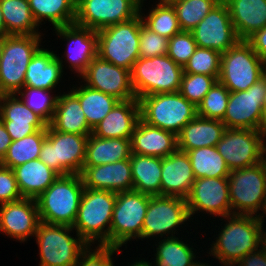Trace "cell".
<instances>
[{
    "label": "cell",
    "instance_id": "1",
    "mask_svg": "<svg viewBox=\"0 0 266 266\" xmlns=\"http://www.w3.org/2000/svg\"><path fill=\"white\" fill-rule=\"evenodd\" d=\"M115 201L116 192L84 188L72 227L92 248L93 243L110 246V225Z\"/></svg>",
    "mask_w": 266,
    "mask_h": 266
},
{
    "label": "cell",
    "instance_id": "2",
    "mask_svg": "<svg viewBox=\"0 0 266 266\" xmlns=\"http://www.w3.org/2000/svg\"><path fill=\"white\" fill-rule=\"evenodd\" d=\"M219 220L226 222L218 231L215 242L212 241L208 254L218 262L240 261L250 252L260 247L261 223L257 216L229 215Z\"/></svg>",
    "mask_w": 266,
    "mask_h": 266
},
{
    "label": "cell",
    "instance_id": "3",
    "mask_svg": "<svg viewBox=\"0 0 266 266\" xmlns=\"http://www.w3.org/2000/svg\"><path fill=\"white\" fill-rule=\"evenodd\" d=\"M84 188L81 174L59 175L36 199L40 221L72 227Z\"/></svg>",
    "mask_w": 266,
    "mask_h": 266
},
{
    "label": "cell",
    "instance_id": "4",
    "mask_svg": "<svg viewBox=\"0 0 266 266\" xmlns=\"http://www.w3.org/2000/svg\"><path fill=\"white\" fill-rule=\"evenodd\" d=\"M140 118L178 135L197 116V107L179 92L157 93L139 99Z\"/></svg>",
    "mask_w": 266,
    "mask_h": 266
},
{
    "label": "cell",
    "instance_id": "5",
    "mask_svg": "<svg viewBox=\"0 0 266 266\" xmlns=\"http://www.w3.org/2000/svg\"><path fill=\"white\" fill-rule=\"evenodd\" d=\"M42 34L7 35L0 57V91L17 94L25 83V73L32 56L42 46Z\"/></svg>",
    "mask_w": 266,
    "mask_h": 266
},
{
    "label": "cell",
    "instance_id": "6",
    "mask_svg": "<svg viewBox=\"0 0 266 266\" xmlns=\"http://www.w3.org/2000/svg\"><path fill=\"white\" fill-rule=\"evenodd\" d=\"M73 227L41 222L34 235L39 247V266H75L81 253L89 246Z\"/></svg>",
    "mask_w": 266,
    "mask_h": 266
},
{
    "label": "cell",
    "instance_id": "7",
    "mask_svg": "<svg viewBox=\"0 0 266 266\" xmlns=\"http://www.w3.org/2000/svg\"><path fill=\"white\" fill-rule=\"evenodd\" d=\"M183 67L168 55L139 58L131 70V81L136 98L157 93L179 92Z\"/></svg>",
    "mask_w": 266,
    "mask_h": 266
},
{
    "label": "cell",
    "instance_id": "8",
    "mask_svg": "<svg viewBox=\"0 0 266 266\" xmlns=\"http://www.w3.org/2000/svg\"><path fill=\"white\" fill-rule=\"evenodd\" d=\"M142 17L107 26L97 31V55L110 63L132 70L140 58L139 42Z\"/></svg>",
    "mask_w": 266,
    "mask_h": 266
},
{
    "label": "cell",
    "instance_id": "9",
    "mask_svg": "<svg viewBox=\"0 0 266 266\" xmlns=\"http://www.w3.org/2000/svg\"><path fill=\"white\" fill-rule=\"evenodd\" d=\"M88 136L58 132L49 124L39 159L59 175L81 174Z\"/></svg>",
    "mask_w": 266,
    "mask_h": 266
},
{
    "label": "cell",
    "instance_id": "10",
    "mask_svg": "<svg viewBox=\"0 0 266 266\" xmlns=\"http://www.w3.org/2000/svg\"><path fill=\"white\" fill-rule=\"evenodd\" d=\"M266 62L254 51L247 40H239L221 56L218 81L230 92L245 91L260 80Z\"/></svg>",
    "mask_w": 266,
    "mask_h": 266
},
{
    "label": "cell",
    "instance_id": "11",
    "mask_svg": "<svg viewBox=\"0 0 266 266\" xmlns=\"http://www.w3.org/2000/svg\"><path fill=\"white\" fill-rule=\"evenodd\" d=\"M228 181L232 214L258 217L266 199V160L230 171Z\"/></svg>",
    "mask_w": 266,
    "mask_h": 266
},
{
    "label": "cell",
    "instance_id": "12",
    "mask_svg": "<svg viewBox=\"0 0 266 266\" xmlns=\"http://www.w3.org/2000/svg\"><path fill=\"white\" fill-rule=\"evenodd\" d=\"M150 195L124 191L116 193L110 225V246L120 248L133 239L142 240V227Z\"/></svg>",
    "mask_w": 266,
    "mask_h": 266
},
{
    "label": "cell",
    "instance_id": "13",
    "mask_svg": "<svg viewBox=\"0 0 266 266\" xmlns=\"http://www.w3.org/2000/svg\"><path fill=\"white\" fill-rule=\"evenodd\" d=\"M190 218L186 199L157 195L151 196L142 227V240L146 238L176 237V231L183 228ZM178 228V229H177ZM158 237V238H157Z\"/></svg>",
    "mask_w": 266,
    "mask_h": 266
},
{
    "label": "cell",
    "instance_id": "14",
    "mask_svg": "<svg viewBox=\"0 0 266 266\" xmlns=\"http://www.w3.org/2000/svg\"><path fill=\"white\" fill-rule=\"evenodd\" d=\"M266 131L226 128L216 147L230 171L258 164L265 159Z\"/></svg>",
    "mask_w": 266,
    "mask_h": 266
},
{
    "label": "cell",
    "instance_id": "15",
    "mask_svg": "<svg viewBox=\"0 0 266 266\" xmlns=\"http://www.w3.org/2000/svg\"><path fill=\"white\" fill-rule=\"evenodd\" d=\"M142 0H77L75 24L98 31L133 19Z\"/></svg>",
    "mask_w": 266,
    "mask_h": 266
},
{
    "label": "cell",
    "instance_id": "16",
    "mask_svg": "<svg viewBox=\"0 0 266 266\" xmlns=\"http://www.w3.org/2000/svg\"><path fill=\"white\" fill-rule=\"evenodd\" d=\"M264 93L263 77L245 91L230 92L226 113L221 120L226 128L265 131Z\"/></svg>",
    "mask_w": 266,
    "mask_h": 266
},
{
    "label": "cell",
    "instance_id": "17",
    "mask_svg": "<svg viewBox=\"0 0 266 266\" xmlns=\"http://www.w3.org/2000/svg\"><path fill=\"white\" fill-rule=\"evenodd\" d=\"M186 203L190 218L200 212L218 218L232 215L228 177L195 179Z\"/></svg>",
    "mask_w": 266,
    "mask_h": 266
},
{
    "label": "cell",
    "instance_id": "18",
    "mask_svg": "<svg viewBox=\"0 0 266 266\" xmlns=\"http://www.w3.org/2000/svg\"><path fill=\"white\" fill-rule=\"evenodd\" d=\"M191 33L198 47L212 49L221 54L240 40L232 24L228 6L223 0L191 30Z\"/></svg>",
    "mask_w": 266,
    "mask_h": 266
},
{
    "label": "cell",
    "instance_id": "19",
    "mask_svg": "<svg viewBox=\"0 0 266 266\" xmlns=\"http://www.w3.org/2000/svg\"><path fill=\"white\" fill-rule=\"evenodd\" d=\"M80 79L83 80L81 83L120 101L136 98L131 71L103 60L98 55L91 60Z\"/></svg>",
    "mask_w": 266,
    "mask_h": 266
},
{
    "label": "cell",
    "instance_id": "20",
    "mask_svg": "<svg viewBox=\"0 0 266 266\" xmlns=\"http://www.w3.org/2000/svg\"><path fill=\"white\" fill-rule=\"evenodd\" d=\"M57 38L60 37L63 41H67L64 57L56 54L62 68L63 63H68V68L71 71L78 73L79 78L90 64L91 60L97 56L98 35L97 31L90 28H85L77 24L66 25L54 29ZM68 47V48H67ZM64 58V59H62ZM65 60V61H63Z\"/></svg>",
    "mask_w": 266,
    "mask_h": 266
},
{
    "label": "cell",
    "instance_id": "21",
    "mask_svg": "<svg viewBox=\"0 0 266 266\" xmlns=\"http://www.w3.org/2000/svg\"><path fill=\"white\" fill-rule=\"evenodd\" d=\"M39 223L35 199L21 198L0 205V233L7 237L24 243L36 234Z\"/></svg>",
    "mask_w": 266,
    "mask_h": 266
},
{
    "label": "cell",
    "instance_id": "22",
    "mask_svg": "<svg viewBox=\"0 0 266 266\" xmlns=\"http://www.w3.org/2000/svg\"><path fill=\"white\" fill-rule=\"evenodd\" d=\"M0 119L11 140L16 141L35 133L47 130V123L33 112L17 95H2L0 100Z\"/></svg>",
    "mask_w": 266,
    "mask_h": 266
},
{
    "label": "cell",
    "instance_id": "23",
    "mask_svg": "<svg viewBox=\"0 0 266 266\" xmlns=\"http://www.w3.org/2000/svg\"><path fill=\"white\" fill-rule=\"evenodd\" d=\"M81 176L85 188L116 193L133 190L130 158L98 166H83Z\"/></svg>",
    "mask_w": 266,
    "mask_h": 266
},
{
    "label": "cell",
    "instance_id": "24",
    "mask_svg": "<svg viewBox=\"0 0 266 266\" xmlns=\"http://www.w3.org/2000/svg\"><path fill=\"white\" fill-rule=\"evenodd\" d=\"M195 177L186 152L177 149L162 158L161 195L186 199Z\"/></svg>",
    "mask_w": 266,
    "mask_h": 266
},
{
    "label": "cell",
    "instance_id": "25",
    "mask_svg": "<svg viewBox=\"0 0 266 266\" xmlns=\"http://www.w3.org/2000/svg\"><path fill=\"white\" fill-rule=\"evenodd\" d=\"M140 119V104L137 98L119 101L92 130L101 138L131 139Z\"/></svg>",
    "mask_w": 266,
    "mask_h": 266
},
{
    "label": "cell",
    "instance_id": "26",
    "mask_svg": "<svg viewBox=\"0 0 266 266\" xmlns=\"http://www.w3.org/2000/svg\"><path fill=\"white\" fill-rule=\"evenodd\" d=\"M132 154L164 158L178 149L177 135L144 122H137L131 138Z\"/></svg>",
    "mask_w": 266,
    "mask_h": 266
},
{
    "label": "cell",
    "instance_id": "27",
    "mask_svg": "<svg viewBox=\"0 0 266 266\" xmlns=\"http://www.w3.org/2000/svg\"><path fill=\"white\" fill-rule=\"evenodd\" d=\"M63 74L56 53L49 48L40 47L27 67L24 87L53 91L62 80Z\"/></svg>",
    "mask_w": 266,
    "mask_h": 266
},
{
    "label": "cell",
    "instance_id": "28",
    "mask_svg": "<svg viewBox=\"0 0 266 266\" xmlns=\"http://www.w3.org/2000/svg\"><path fill=\"white\" fill-rule=\"evenodd\" d=\"M229 9L236 34L247 40L266 26V0H223Z\"/></svg>",
    "mask_w": 266,
    "mask_h": 266
},
{
    "label": "cell",
    "instance_id": "29",
    "mask_svg": "<svg viewBox=\"0 0 266 266\" xmlns=\"http://www.w3.org/2000/svg\"><path fill=\"white\" fill-rule=\"evenodd\" d=\"M225 130L226 126L221 120L196 116L177 135L178 149L187 152L192 149L216 146Z\"/></svg>",
    "mask_w": 266,
    "mask_h": 266
},
{
    "label": "cell",
    "instance_id": "30",
    "mask_svg": "<svg viewBox=\"0 0 266 266\" xmlns=\"http://www.w3.org/2000/svg\"><path fill=\"white\" fill-rule=\"evenodd\" d=\"M49 125L58 132L89 136L92 128L86 121L79 99L71 92L59 94Z\"/></svg>",
    "mask_w": 266,
    "mask_h": 266
},
{
    "label": "cell",
    "instance_id": "31",
    "mask_svg": "<svg viewBox=\"0 0 266 266\" xmlns=\"http://www.w3.org/2000/svg\"><path fill=\"white\" fill-rule=\"evenodd\" d=\"M12 170L22 197L35 200L59 177L56 171L39 158Z\"/></svg>",
    "mask_w": 266,
    "mask_h": 266
},
{
    "label": "cell",
    "instance_id": "32",
    "mask_svg": "<svg viewBox=\"0 0 266 266\" xmlns=\"http://www.w3.org/2000/svg\"><path fill=\"white\" fill-rule=\"evenodd\" d=\"M132 154L131 139L88 136L83 166H98L129 159Z\"/></svg>",
    "mask_w": 266,
    "mask_h": 266
},
{
    "label": "cell",
    "instance_id": "33",
    "mask_svg": "<svg viewBox=\"0 0 266 266\" xmlns=\"http://www.w3.org/2000/svg\"><path fill=\"white\" fill-rule=\"evenodd\" d=\"M133 190L150 196L161 195L162 158L131 154Z\"/></svg>",
    "mask_w": 266,
    "mask_h": 266
},
{
    "label": "cell",
    "instance_id": "34",
    "mask_svg": "<svg viewBox=\"0 0 266 266\" xmlns=\"http://www.w3.org/2000/svg\"><path fill=\"white\" fill-rule=\"evenodd\" d=\"M7 35H36L39 25L30 10L28 0H0Z\"/></svg>",
    "mask_w": 266,
    "mask_h": 266
},
{
    "label": "cell",
    "instance_id": "35",
    "mask_svg": "<svg viewBox=\"0 0 266 266\" xmlns=\"http://www.w3.org/2000/svg\"><path fill=\"white\" fill-rule=\"evenodd\" d=\"M37 24L48 20L55 28L71 25L76 20L77 0H28ZM45 20V21H44Z\"/></svg>",
    "mask_w": 266,
    "mask_h": 266
},
{
    "label": "cell",
    "instance_id": "36",
    "mask_svg": "<svg viewBox=\"0 0 266 266\" xmlns=\"http://www.w3.org/2000/svg\"><path fill=\"white\" fill-rule=\"evenodd\" d=\"M76 88V89H75ZM70 91L79 99L88 125L93 129L120 101L87 85L74 87Z\"/></svg>",
    "mask_w": 266,
    "mask_h": 266
},
{
    "label": "cell",
    "instance_id": "37",
    "mask_svg": "<svg viewBox=\"0 0 266 266\" xmlns=\"http://www.w3.org/2000/svg\"><path fill=\"white\" fill-rule=\"evenodd\" d=\"M155 246L152 266H193L197 262L194 247L180 237L162 238Z\"/></svg>",
    "mask_w": 266,
    "mask_h": 266
},
{
    "label": "cell",
    "instance_id": "38",
    "mask_svg": "<svg viewBox=\"0 0 266 266\" xmlns=\"http://www.w3.org/2000/svg\"><path fill=\"white\" fill-rule=\"evenodd\" d=\"M186 153L190 159L195 179L229 176L230 170L216 146L192 149Z\"/></svg>",
    "mask_w": 266,
    "mask_h": 266
},
{
    "label": "cell",
    "instance_id": "39",
    "mask_svg": "<svg viewBox=\"0 0 266 266\" xmlns=\"http://www.w3.org/2000/svg\"><path fill=\"white\" fill-rule=\"evenodd\" d=\"M45 137L46 130H37L22 139L12 141L0 164L13 169L28 161L38 159Z\"/></svg>",
    "mask_w": 266,
    "mask_h": 266
},
{
    "label": "cell",
    "instance_id": "40",
    "mask_svg": "<svg viewBox=\"0 0 266 266\" xmlns=\"http://www.w3.org/2000/svg\"><path fill=\"white\" fill-rule=\"evenodd\" d=\"M144 1H141L140 15L143 24L151 31L159 34L162 37L170 39L173 35L181 32L179 21L172 5H167L158 2L155 6L148 10V15L143 12Z\"/></svg>",
    "mask_w": 266,
    "mask_h": 266
},
{
    "label": "cell",
    "instance_id": "41",
    "mask_svg": "<svg viewBox=\"0 0 266 266\" xmlns=\"http://www.w3.org/2000/svg\"><path fill=\"white\" fill-rule=\"evenodd\" d=\"M221 0H182L172 6L182 31H191Z\"/></svg>",
    "mask_w": 266,
    "mask_h": 266
},
{
    "label": "cell",
    "instance_id": "42",
    "mask_svg": "<svg viewBox=\"0 0 266 266\" xmlns=\"http://www.w3.org/2000/svg\"><path fill=\"white\" fill-rule=\"evenodd\" d=\"M50 93H53V91L23 87L17 95L27 107L49 124L53 118L58 98V94L54 96Z\"/></svg>",
    "mask_w": 266,
    "mask_h": 266
},
{
    "label": "cell",
    "instance_id": "43",
    "mask_svg": "<svg viewBox=\"0 0 266 266\" xmlns=\"http://www.w3.org/2000/svg\"><path fill=\"white\" fill-rule=\"evenodd\" d=\"M230 91L219 81L206 93L197 106V116L222 120L226 113Z\"/></svg>",
    "mask_w": 266,
    "mask_h": 266
},
{
    "label": "cell",
    "instance_id": "44",
    "mask_svg": "<svg viewBox=\"0 0 266 266\" xmlns=\"http://www.w3.org/2000/svg\"><path fill=\"white\" fill-rule=\"evenodd\" d=\"M221 56L222 54L215 50L197 47L184 66V73L205 74L218 80L221 70Z\"/></svg>",
    "mask_w": 266,
    "mask_h": 266
},
{
    "label": "cell",
    "instance_id": "45",
    "mask_svg": "<svg viewBox=\"0 0 266 266\" xmlns=\"http://www.w3.org/2000/svg\"><path fill=\"white\" fill-rule=\"evenodd\" d=\"M217 81L205 74L183 73L179 93L197 107Z\"/></svg>",
    "mask_w": 266,
    "mask_h": 266
},
{
    "label": "cell",
    "instance_id": "46",
    "mask_svg": "<svg viewBox=\"0 0 266 266\" xmlns=\"http://www.w3.org/2000/svg\"><path fill=\"white\" fill-rule=\"evenodd\" d=\"M197 47L191 31H181L169 39L167 55L184 68Z\"/></svg>",
    "mask_w": 266,
    "mask_h": 266
},
{
    "label": "cell",
    "instance_id": "47",
    "mask_svg": "<svg viewBox=\"0 0 266 266\" xmlns=\"http://www.w3.org/2000/svg\"><path fill=\"white\" fill-rule=\"evenodd\" d=\"M168 41L166 37L148 29L142 22L140 29L139 54L141 58L167 55Z\"/></svg>",
    "mask_w": 266,
    "mask_h": 266
},
{
    "label": "cell",
    "instance_id": "48",
    "mask_svg": "<svg viewBox=\"0 0 266 266\" xmlns=\"http://www.w3.org/2000/svg\"><path fill=\"white\" fill-rule=\"evenodd\" d=\"M122 250L120 248L111 246H95L92 249L88 246L80 255L78 263L75 266H115L114 257L115 253L119 254Z\"/></svg>",
    "mask_w": 266,
    "mask_h": 266
},
{
    "label": "cell",
    "instance_id": "49",
    "mask_svg": "<svg viewBox=\"0 0 266 266\" xmlns=\"http://www.w3.org/2000/svg\"><path fill=\"white\" fill-rule=\"evenodd\" d=\"M22 197L14 172L0 164V205L20 200Z\"/></svg>",
    "mask_w": 266,
    "mask_h": 266
},
{
    "label": "cell",
    "instance_id": "50",
    "mask_svg": "<svg viewBox=\"0 0 266 266\" xmlns=\"http://www.w3.org/2000/svg\"><path fill=\"white\" fill-rule=\"evenodd\" d=\"M247 41L251 44L253 51L266 62V26L256 31Z\"/></svg>",
    "mask_w": 266,
    "mask_h": 266
},
{
    "label": "cell",
    "instance_id": "51",
    "mask_svg": "<svg viewBox=\"0 0 266 266\" xmlns=\"http://www.w3.org/2000/svg\"><path fill=\"white\" fill-rule=\"evenodd\" d=\"M239 262L242 266H266V252L260 247L245 255Z\"/></svg>",
    "mask_w": 266,
    "mask_h": 266
},
{
    "label": "cell",
    "instance_id": "52",
    "mask_svg": "<svg viewBox=\"0 0 266 266\" xmlns=\"http://www.w3.org/2000/svg\"><path fill=\"white\" fill-rule=\"evenodd\" d=\"M11 137L7 132L2 120L0 119V161L5 156L9 146L11 145Z\"/></svg>",
    "mask_w": 266,
    "mask_h": 266
},
{
    "label": "cell",
    "instance_id": "53",
    "mask_svg": "<svg viewBox=\"0 0 266 266\" xmlns=\"http://www.w3.org/2000/svg\"><path fill=\"white\" fill-rule=\"evenodd\" d=\"M264 81H265V93H264V98H263V103H262V111L265 119V131H266V71L264 72L263 76Z\"/></svg>",
    "mask_w": 266,
    "mask_h": 266
},
{
    "label": "cell",
    "instance_id": "54",
    "mask_svg": "<svg viewBox=\"0 0 266 266\" xmlns=\"http://www.w3.org/2000/svg\"><path fill=\"white\" fill-rule=\"evenodd\" d=\"M260 244L261 248L266 252V230L264 231L263 225L260 230Z\"/></svg>",
    "mask_w": 266,
    "mask_h": 266
},
{
    "label": "cell",
    "instance_id": "55",
    "mask_svg": "<svg viewBox=\"0 0 266 266\" xmlns=\"http://www.w3.org/2000/svg\"><path fill=\"white\" fill-rule=\"evenodd\" d=\"M128 266H152V262L150 263V261H146L144 260H136L135 262L133 261V263H131V265L129 264Z\"/></svg>",
    "mask_w": 266,
    "mask_h": 266
},
{
    "label": "cell",
    "instance_id": "56",
    "mask_svg": "<svg viewBox=\"0 0 266 266\" xmlns=\"http://www.w3.org/2000/svg\"><path fill=\"white\" fill-rule=\"evenodd\" d=\"M261 213H259L258 215V220L259 222L261 223V225H264V218L265 217L264 215H266V199L264 201V205H263V208H262V214L260 215Z\"/></svg>",
    "mask_w": 266,
    "mask_h": 266
},
{
    "label": "cell",
    "instance_id": "57",
    "mask_svg": "<svg viewBox=\"0 0 266 266\" xmlns=\"http://www.w3.org/2000/svg\"><path fill=\"white\" fill-rule=\"evenodd\" d=\"M0 33H5V25L3 21V14L0 8Z\"/></svg>",
    "mask_w": 266,
    "mask_h": 266
},
{
    "label": "cell",
    "instance_id": "58",
    "mask_svg": "<svg viewBox=\"0 0 266 266\" xmlns=\"http://www.w3.org/2000/svg\"><path fill=\"white\" fill-rule=\"evenodd\" d=\"M6 37H7L6 33H0V57H1L2 47H3Z\"/></svg>",
    "mask_w": 266,
    "mask_h": 266
},
{
    "label": "cell",
    "instance_id": "59",
    "mask_svg": "<svg viewBox=\"0 0 266 266\" xmlns=\"http://www.w3.org/2000/svg\"><path fill=\"white\" fill-rule=\"evenodd\" d=\"M179 1H182V0H158L157 2L167 4V5H173Z\"/></svg>",
    "mask_w": 266,
    "mask_h": 266
},
{
    "label": "cell",
    "instance_id": "60",
    "mask_svg": "<svg viewBox=\"0 0 266 266\" xmlns=\"http://www.w3.org/2000/svg\"><path fill=\"white\" fill-rule=\"evenodd\" d=\"M242 266L240 262L238 261H232V262H222L221 266Z\"/></svg>",
    "mask_w": 266,
    "mask_h": 266
},
{
    "label": "cell",
    "instance_id": "61",
    "mask_svg": "<svg viewBox=\"0 0 266 266\" xmlns=\"http://www.w3.org/2000/svg\"><path fill=\"white\" fill-rule=\"evenodd\" d=\"M193 266H212V265H209V263H202L198 260V262H196Z\"/></svg>",
    "mask_w": 266,
    "mask_h": 266
},
{
    "label": "cell",
    "instance_id": "62",
    "mask_svg": "<svg viewBox=\"0 0 266 266\" xmlns=\"http://www.w3.org/2000/svg\"><path fill=\"white\" fill-rule=\"evenodd\" d=\"M265 160H266V139H265Z\"/></svg>",
    "mask_w": 266,
    "mask_h": 266
}]
</instances>
